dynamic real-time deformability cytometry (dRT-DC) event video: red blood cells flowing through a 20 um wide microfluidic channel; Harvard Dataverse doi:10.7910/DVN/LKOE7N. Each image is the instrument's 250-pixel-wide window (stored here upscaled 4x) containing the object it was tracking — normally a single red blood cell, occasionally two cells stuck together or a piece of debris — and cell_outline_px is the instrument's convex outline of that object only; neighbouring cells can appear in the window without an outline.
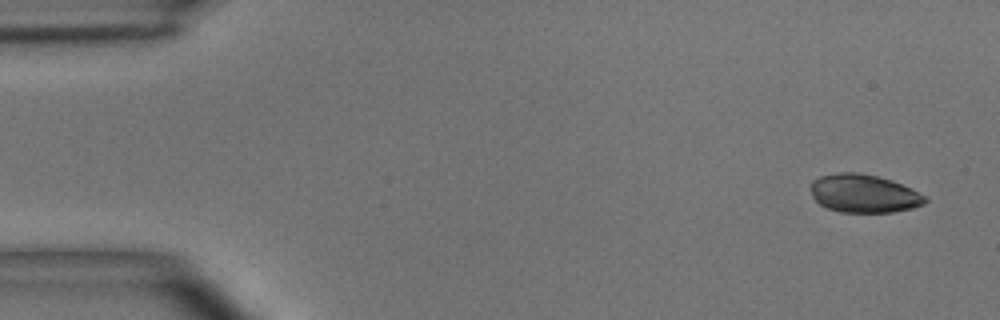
{"species": "common noctule bat (a hibernating species)", "species_latin": "Nyctalus noctula", "temperature_condition": "room temperature", "stored_images_in_passage": 5, "camera_frame_rate_fps": 3000, "um_per_image_px": 0.085, "animal": {"sex": "male", "body_mass_g": 15.6}, "frame": {"image": 1, "passage_image": 1, "time_ms": 0.0, "image_size_px": [1000, 320], "cell_outline_px": [[928, 200], [924, 204], [912, 208], [892, 212], [840, 212], [828, 208], [820, 204], [812, 196], [812, 180], [820, 176], [840, 172], [860, 172], [892, 180], [912, 188], [924, 196]], "centroid_in_image_um": [73.44, 16.44], "position_along_channel_um": 11.6, "area_um2": 25.43}}
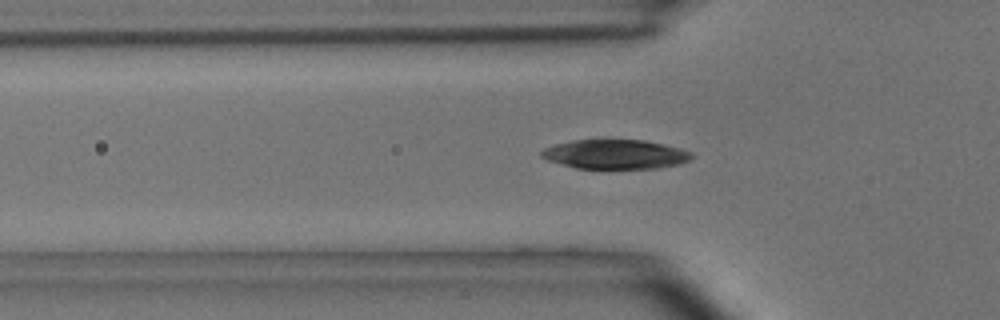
{"frame": {"image": 2, "passage_image": 5, "time_ms": 4.667, "image_size_px": [1000, 320], "cell_outline_px": [[696, 156], [680, 164], [660, 168], [576, 168], [548, 160], [540, 156], [540, 152], [544, 148], [556, 144], [572, 140], [644, 140], [664, 144], [680, 148], [692, 152]], "centroid_in_image_um": [52.34, 13.11], "position_along_channel_um": 73.5, "area_um2": 25.66}}